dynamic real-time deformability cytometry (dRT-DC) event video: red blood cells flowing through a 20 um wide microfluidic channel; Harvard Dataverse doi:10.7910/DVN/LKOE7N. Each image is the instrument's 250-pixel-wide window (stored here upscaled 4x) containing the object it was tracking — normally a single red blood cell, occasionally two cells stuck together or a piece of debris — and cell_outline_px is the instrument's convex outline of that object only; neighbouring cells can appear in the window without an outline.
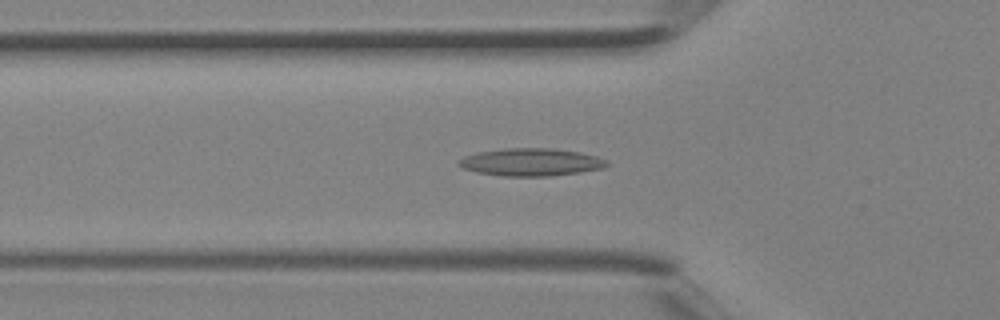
{"species": "Egyptian fruit bat (a non-hibernating species)", "species_latin": "Rousettus aegyptiacus", "temperature_condition": "room temperature", "stored_images_in_passage": 40, "camera_frame_rate_fps": 3000, "um_per_image_px": 0.085, "animal": {"sex": "female"}, "frame": {"image": 1, "passage_image": 13, "time_ms": 4.0, "image_size_px": [1000, 320], "cell_outline_px": [[608, 164], [604, 168], [580, 172], [548, 176], [504, 176], [476, 172], [464, 168], [456, 164], [456, 160], [464, 156], [476, 152], [504, 148], [552, 148], [580, 152], [596, 156], [608, 160]], "centroid_in_image_um": [45.11, 13.77], "position_along_channel_um": 80.7, "area_um2": 23.99}}
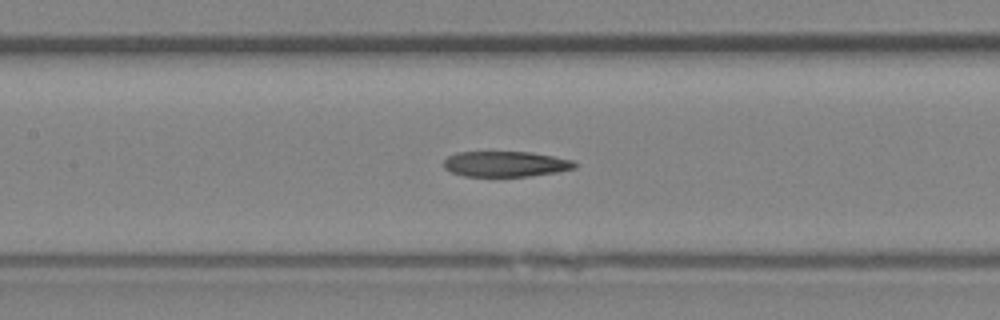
{"frame": {"image": 2, "passage_image": 18, "time_ms": 5.667, "image_size_px": [1000, 320], "cell_outline_px": [[576, 168], [556, 172], [528, 176], [464, 176], [452, 172], [444, 168], [444, 160], [448, 156], [456, 152], [528, 152], [552, 156], [572, 160], [576, 164]], "centroid_in_image_um": [42.95, 13.94], "position_along_channel_um": 164.5, "area_um2": 19.31}}
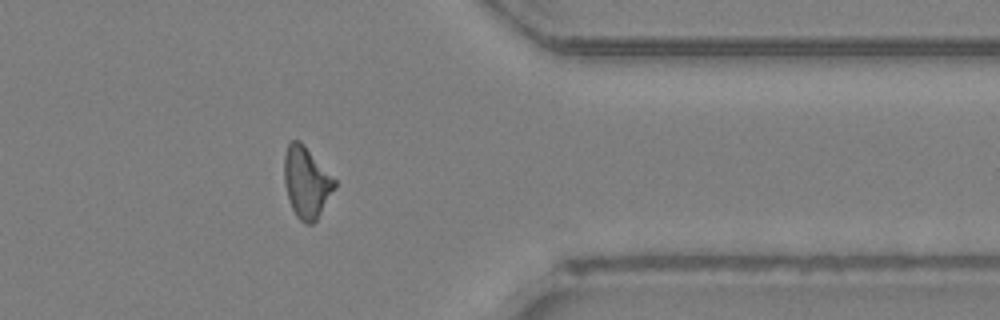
{"frame": {"image": 3, "passage_image": 32, "time_ms": 10.333, "image_size_px": [1000, 320], "cell_outline_px": [[336, 188], [316, 220], [312, 224], [304, 224], [296, 216], [288, 200], [284, 184], [284, 152], [288, 144], [292, 140], [300, 140], [304, 144], [336, 180]], "centroid_in_image_um": [26.04, 15.5], "position_along_channel_um": 385.4, "area_um2": 21.1}}